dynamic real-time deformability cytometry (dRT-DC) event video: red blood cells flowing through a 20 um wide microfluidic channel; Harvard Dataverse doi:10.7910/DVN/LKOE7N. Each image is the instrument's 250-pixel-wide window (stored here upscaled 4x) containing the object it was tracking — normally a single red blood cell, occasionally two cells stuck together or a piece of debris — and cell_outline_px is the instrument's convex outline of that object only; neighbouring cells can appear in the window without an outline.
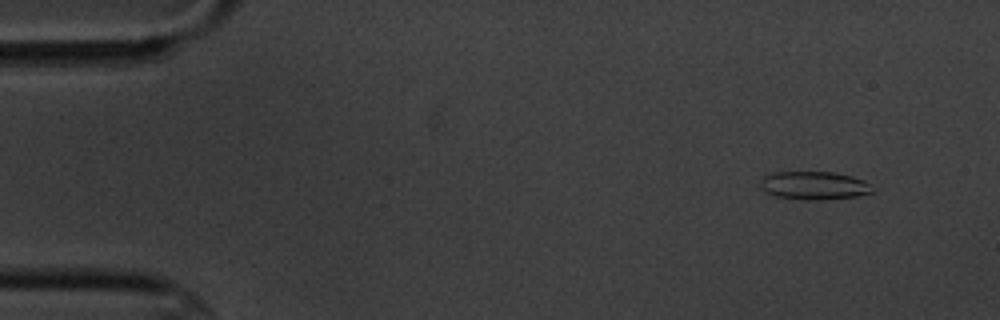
{"species": "common noctule bat (a hibernating species)", "species_latin": "Nyctalus noctula", "temperature_condition": "cold", "stored_images_in_passage": 4, "camera_frame_rate_fps": 3000, "um_per_image_px": 0.085, "animal": {"sex": "male", "body_mass_g": 20.1, "forearm_length_mm": 53.5}, "frame": {"image": 1, "passage_image": 1, "time_ms": 0.0, "image_size_px": [1000, 320], "cell_outline_px": [[876, 188], [872, 192], [856, 196], [828, 200], [804, 200], [772, 196], [764, 192], [760, 188], [760, 180], [764, 176], [772, 172], [832, 172], [852, 176]], "centroid_in_image_um": [69.14, 15.78], "position_along_channel_um": 15.9, "area_um2": 18.67}}
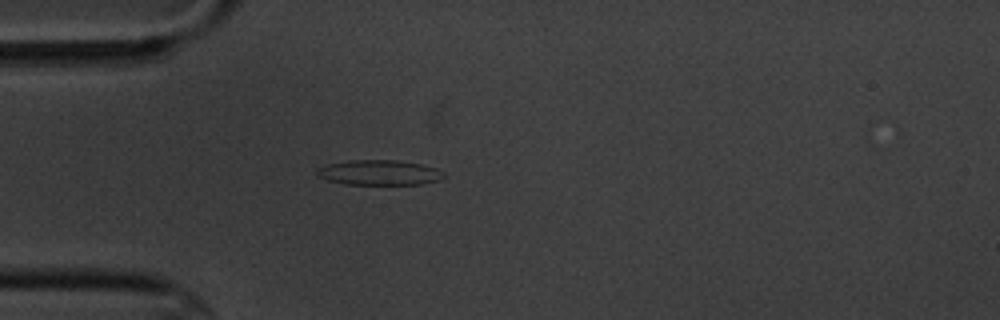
{"frame": {"image": 2, "passage_image": 4, "time_ms": 3.667, "image_size_px": [1000, 320], "cell_outline_px": [[448, 176], [440, 180], [420, 184], [344, 184], [328, 180], [316, 176], [316, 168], [324, 164], [348, 160], [396, 160], [420, 164], [436, 168], [444, 172]], "centroid_in_image_um": [32.21, 14.66], "position_along_channel_um": 52.8, "area_um2": 18.79}}